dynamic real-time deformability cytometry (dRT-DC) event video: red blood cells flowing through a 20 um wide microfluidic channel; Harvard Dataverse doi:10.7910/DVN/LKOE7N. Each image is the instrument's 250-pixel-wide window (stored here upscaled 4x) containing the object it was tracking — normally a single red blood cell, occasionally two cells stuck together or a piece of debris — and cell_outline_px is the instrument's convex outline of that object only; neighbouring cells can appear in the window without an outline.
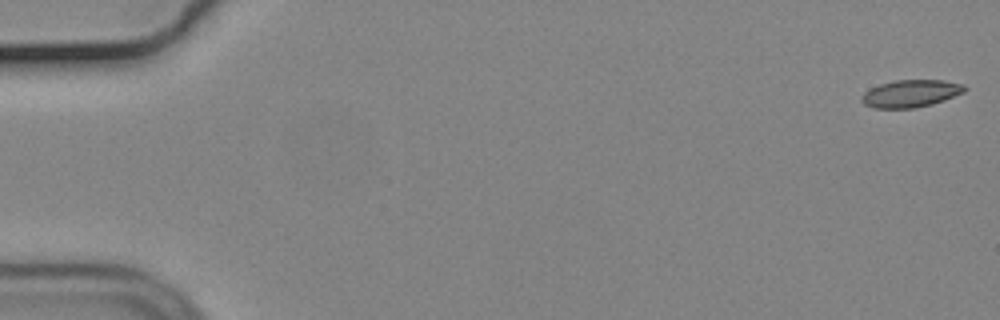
{"species": "common noctule bat (a hibernating species)", "species_latin": "Nyctalus noctula", "temperature_condition": "cold", "stored_images_in_passage": 56, "camera_frame_rate_fps": 3000, "um_per_image_px": 0.085, "animal": {"sex": "male", "body_mass_g": 19.2, "forearm_length_mm": 51.8}, "frame": {"image": 1, "passage_image": 1, "time_ms": 0.0, "image_size_px": [1000, 320], "cell_outline_px": [[968, 88], [964, 92], [944, 100], [932, 104], [916, 108], [872, 108], [864, 104], [860, 100], [860, 96], [864, 92], [880, 84], [896, 80], [944, 80], [964, 84]], "centroid_in_image_um": [77.42, 7.95], "position_along_channel_um": 7.6, "area_um2": 16.53}}
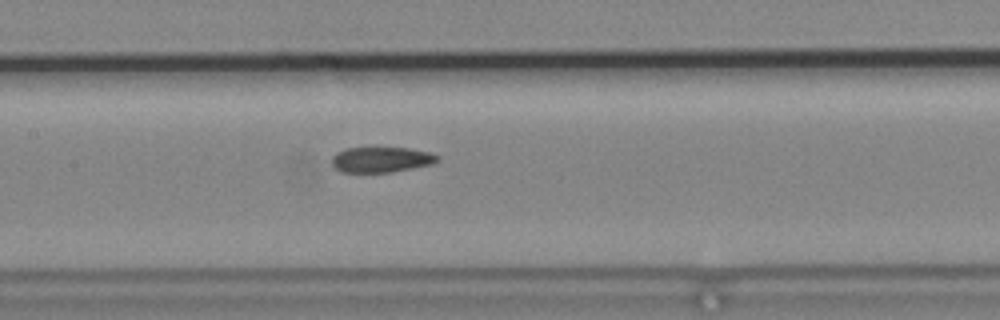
{"frame": {"image": 2, "passage_image": 27, "time_ms": 8.667, "image_size_px": [1000, 320], "cell_outline_px": [[440, 160], [432, 164], [392, 172], [340, 172], [332, 164], [332, 156], [336, 152], [344, 148], [376, 144], [408, 148], [428, 152], [440, 156]], "centroid_in_image_um": [32.37, 13.5], "position_along_channel_um": 175.0, "area_um2": 16.59}}
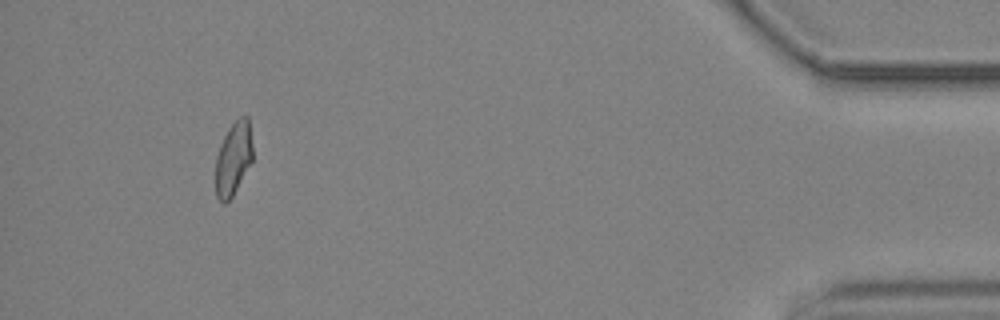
{"frame": {"image": 3, "passage_image": 52, "time_ms": 17.0, "image_size_px": [1000, 320], "cell_outline_px": [[252, 160], [232, 196], [224, 204], [216, 196], [216, 156], [220, 144], [228, 128], [240, 116], [248, 116], [252, 144]], "centroid_in_image_um": [19.83, 13.45], "position_along_channel_um": 415.4, "area_um2": 15.61}, "authors_computed_cell_mechanics": {"area_um2": 16.7042, "velocity_mm_per_s": 3.7044, "shape_relaxation_time_tau1_ms": null, "shape_relaxation_time_tau2_ms": 3.1964, "deformation_change_tau1": null, "deformation_change_tau2": 0.0949}}